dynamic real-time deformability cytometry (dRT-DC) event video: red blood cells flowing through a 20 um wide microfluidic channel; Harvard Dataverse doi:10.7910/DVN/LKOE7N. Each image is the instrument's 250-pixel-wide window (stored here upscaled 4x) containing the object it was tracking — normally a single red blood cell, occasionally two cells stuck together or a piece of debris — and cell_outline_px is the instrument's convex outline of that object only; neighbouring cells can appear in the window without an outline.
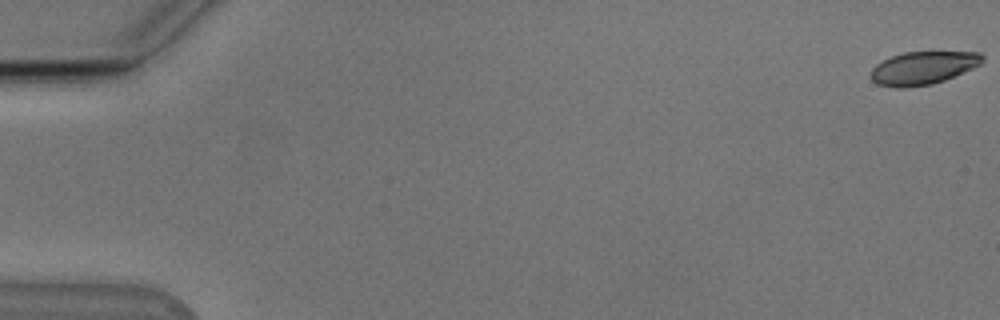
{"species": "Egyptian fruit bat (a non-hibernating species)", "species_latin": "Rousettus aegyptiacus", "temperature_condition": "cold", "stored_images_in_passage": 6, "camera_frame_rate_fps": 3000, "um_per_image_px": 0.085, "animal": {"sex": "male"}, "frame": {"image": 1, "passage_image": 1, "time_ms": 0.0, "image_size_px": [1000, 320], "cell_outline_px": [[984, 60], [980, 64], [972, 68], [944, 80], [932, 84], [904, 88], [896, 88], [876, 84], [872, 80], [872, 68], [876, 64], [892, 56], [904, 52], [980, 52], [984, 56]], "centroid_in_image_um": [78.45, 5.78], "position_along_channel_um": 6.5, "area_um2": 21.33}}